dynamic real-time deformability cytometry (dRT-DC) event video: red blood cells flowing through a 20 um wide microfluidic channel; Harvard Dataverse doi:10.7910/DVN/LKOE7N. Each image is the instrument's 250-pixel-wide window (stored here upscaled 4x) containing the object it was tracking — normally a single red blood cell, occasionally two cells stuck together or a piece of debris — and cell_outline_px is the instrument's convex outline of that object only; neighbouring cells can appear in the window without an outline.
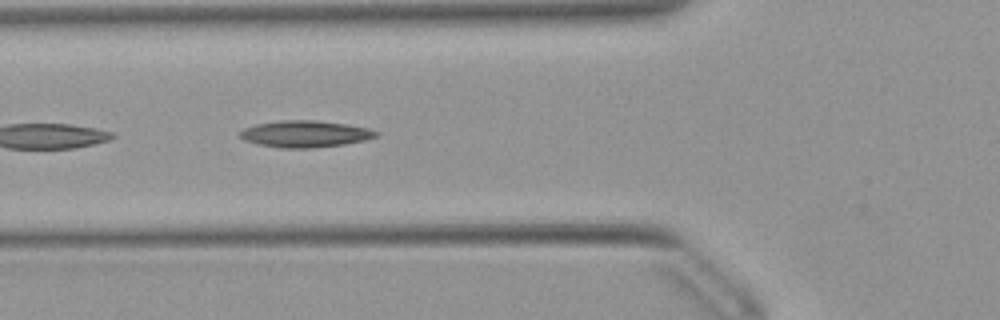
{"species": "Egyptian fruit bat (a non-hibernating species)", "species_latin": "Rousettus aegyptiacus", "temperature_condition": "warm", "stored_images_in_passage": 11, "camera_frame_rate_fps": 3000, "um_per_image_px": 0.085, "animal": {"sex": "female"}, "frame": {"image": 1, "passage_image": 7, "time_ms": 2.0, "image_size_px": [1000, 320], "cell_outline_px": [[380, 136], [364, 140], [344, 144], [312, 148], [280, 148], [260, 144], [244, 140], [236, 136], [244, 128], [256, 124], [280, 120], [316, 120], [348, 124], [368, 128], [380, 132]], "centroid_in_image_um": [25.95, 11.38], "position_along_channel_um": 99.9, "area_um2": 21.33}}